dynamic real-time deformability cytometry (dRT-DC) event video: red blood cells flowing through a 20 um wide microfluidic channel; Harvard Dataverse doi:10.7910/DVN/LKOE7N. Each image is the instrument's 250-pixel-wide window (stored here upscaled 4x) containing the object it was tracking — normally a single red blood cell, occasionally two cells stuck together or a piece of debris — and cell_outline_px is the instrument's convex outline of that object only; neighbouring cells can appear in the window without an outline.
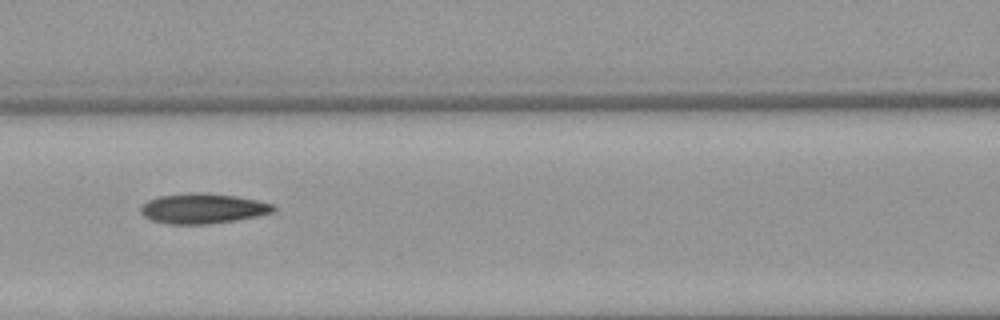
{"species": "Egyptian fruit bat (a non-hibernating species)", "species_latin": "Rousettus aegyptiacus", "temperature_condition": "warm", "stored_images_in_passage": 6, "camera_frame_rate_fps": 3000, "um_per_image_px": 0.085, "animal": {"sex": "female"}, "frame": {"image": 1, "passage_image": 4, "time_ms": 5.0, "image_size_px": [1000, 320], "cell_outline_px": [[276, 208], [272, 212], [260, 216], [236, 220], [208, 224], [168, 224], [152, 220], [144, 216], [140, 212], [140, 208], [148, 200], [160, 196], [188, 192], [200, 192], [236, 196], [276, 204]], "centroid_in_image_um": [17.26, 17.72], "position_along_channel_um": 149.3, "area_um2": 23.41}}
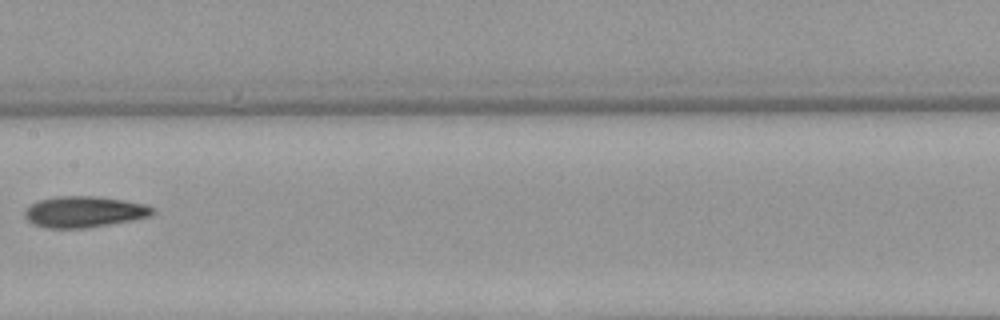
{"frame": {"image": 2, "passage_image": 5, "time_ms": 6.333, "image_size_px": [1000, 320], "cell_outline_px": [[156, 212], [152, 216], [132, 220], [88, 228], [44, 228], [32, 224], [24, 216], [24, 212], [32, 204], [40, 200], [56, 196], [96, 196], [124, 200], [144, 204], [152, 208]], "centroid_in_image_um": [7.16, 18.01], "position_along_channel_um": 200.2, "area_um2": 23.24}}
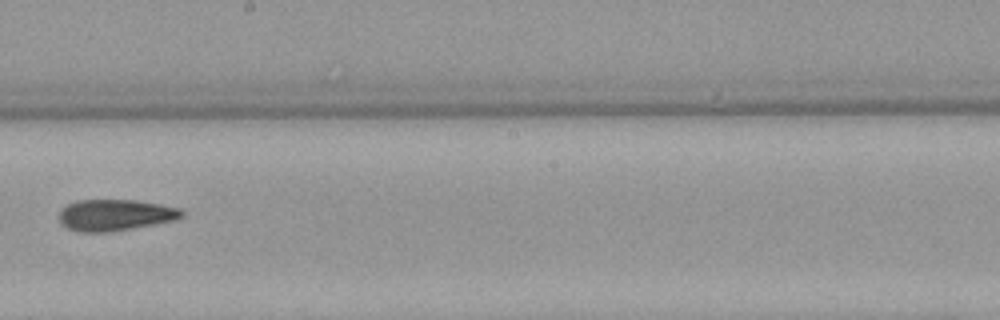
{"frame": {"image": 3, "passage_image": 6, "time_ms": 7.333, "image_size_px": [1000, 320], "cell_outline_px": [[184, 216], [176, 220], [112, 232], [76, 232], [60, 224], [60, 212], [68, 204], [76, 200], [136, 200], [160, 204], [180, 208], [184, 212]], "centroid_in_image_um": [9.81, 18.28], "position_along_channel_um": 238.4, "area_um2": 22.54}}